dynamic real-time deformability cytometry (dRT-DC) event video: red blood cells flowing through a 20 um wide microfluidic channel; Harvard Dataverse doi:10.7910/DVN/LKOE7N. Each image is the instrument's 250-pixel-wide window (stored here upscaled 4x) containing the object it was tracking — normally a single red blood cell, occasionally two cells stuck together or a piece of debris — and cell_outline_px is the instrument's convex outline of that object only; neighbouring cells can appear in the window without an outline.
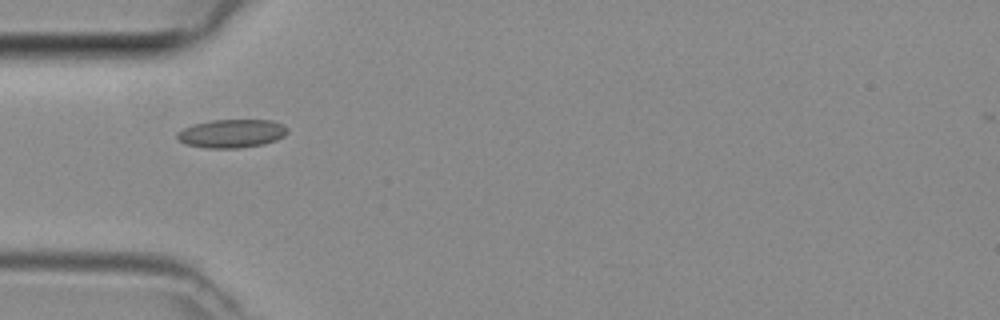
{"species": "common noctule bat (a hibernating species)", "species_latin": "Nyctalus noctula", "temperature_condition": "room temperature", "stored_images_in_passage": 6, "camera_frame_rate_fps": 3000, "um_per_image_px": 0.085, "animal": {"sex": "female", "body_mass_g": 29.2, "forearm_length_mm": 56.3}, "frame": {"image": 1, "passage_image": 5, "time_ms": 1.333, "image_size_px": [1000, 320], "cell_outline_px": [[288, 132], [284, 136], [276, 140], [264, 144], [240, 148], [208, 148], [184, 144], [176, 136], [176, 132], [192, 124], [212, 120], [272, 120], [284, 124], [288, 128]], "centroid_in_image_um": [19.71, 11.34], "position_along_channel_um": 65.3, "area_um2": 18.44}}
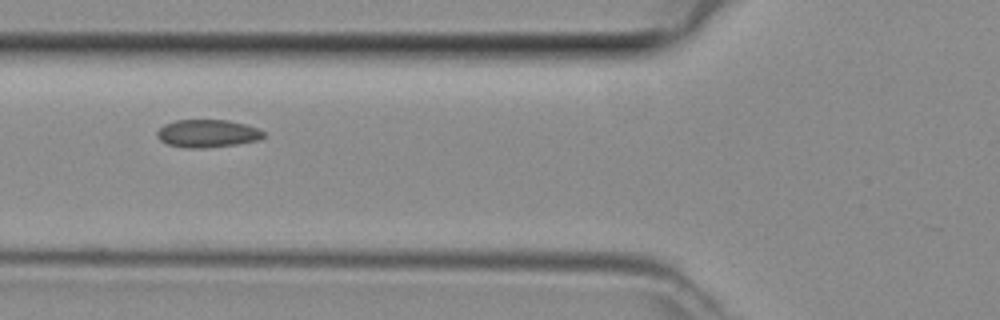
{"frame": {"image": 2, "passage_image": 6, "time_ms": 1.667, "image_size_px": [1000, 320], "cell_outline_px": [[264, 136], [260, 140], [236, 144], [204, 148], [184, 148], [168, 144], [160, 140], [156, 136], [156, 132], [164, 124], [176, 120], [228, 120], [248, 124], [260, 128], [264, 132]], "centroid_in_image_um": [17.65, 11.34], "position_along_channel_um": 108.1, "area_um2": 17.46}}